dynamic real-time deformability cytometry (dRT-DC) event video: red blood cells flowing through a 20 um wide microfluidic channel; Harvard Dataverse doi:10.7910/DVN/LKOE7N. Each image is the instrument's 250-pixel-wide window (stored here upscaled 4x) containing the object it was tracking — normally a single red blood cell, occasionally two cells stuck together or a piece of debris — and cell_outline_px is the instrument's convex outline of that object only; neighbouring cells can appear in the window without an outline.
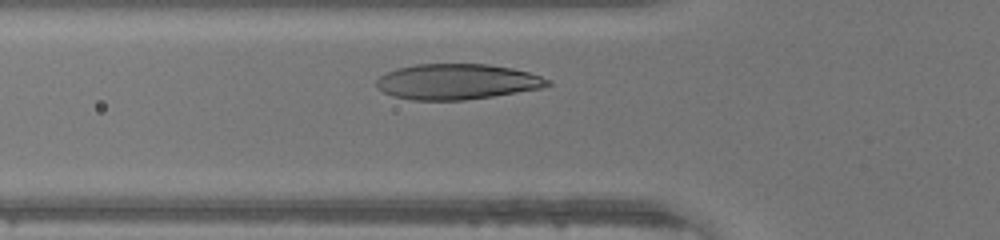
{"species": "human", "species_latin": "Homo sapiens", "temperature_condition": "warm", "stored_images_in_passage": 26, "camera_frame_rate_fps": 3000, "um_per_image_px": 0.085, "donor": {"sex": "male"}, "frame": {"image": 1, "passage_image": 6, "time_ms": 1.667, "image_size_px": [1000, 240], "cell_outline_px": [[552, 84], [540, 88], [492, 96], [464, 100], [412, 100], [392, 96], [376, 88], [376, 80], [384, 72], [396, 68], [416, 64], [488, 64], [512, 68], [528, 72], [552, 80]], "centroid_in_image_um": [38.8, 6.94], "position_along_channel_um": 87.0, "area_um2": 35.55}}
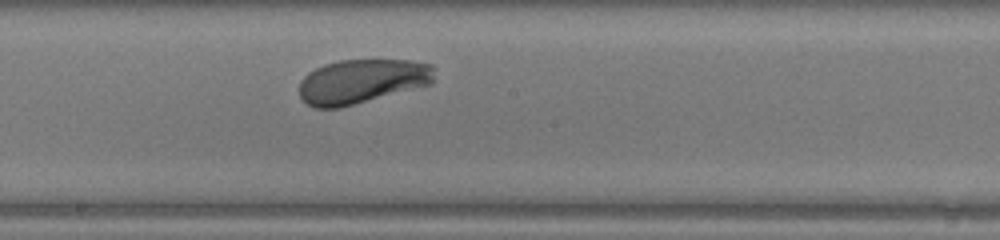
{"frame": {"image": 2, "passage_image": 15, "time_ms": 4.667, "image_size_px": [1000, 240], "cell_outline_px": [[436, 68], [432, 84], [340, 108], [312, 108], [300, 96], [300, 80], [308, 72], [324, 64], [340, 60], [408, 60], [432, 64]], "centroid_in_image_um": [30.78, 6.91], "position_along_channel_um": 217.4, "area_um2": 35.14}}
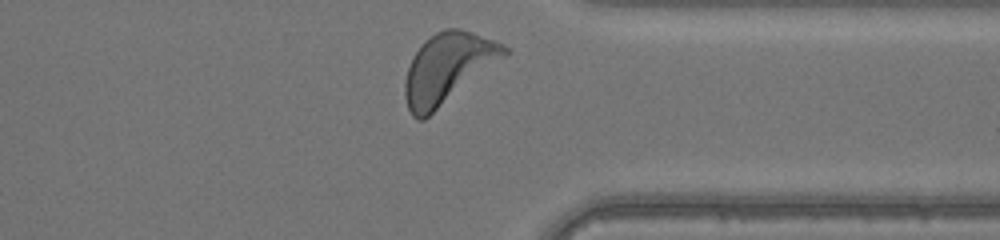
{"frame": {"image": 3, "passage_image": 26, "time_ms": 8.333, "image_size_px": [1000, 240], "cell_outline_px": [[512, 52], [424, 120], [416, 120], [412, 116], [408, 108], [404, 96], [404, 84], [408, 68], [420, 44], [424, 40], [436, 32], [444, 28], [460, 28], [472, 32], [504, 44]], "centroid_in_image_um": [38.07, 5.79], "position_along_channel_um": 373.3, "area_um2": 40.69}}